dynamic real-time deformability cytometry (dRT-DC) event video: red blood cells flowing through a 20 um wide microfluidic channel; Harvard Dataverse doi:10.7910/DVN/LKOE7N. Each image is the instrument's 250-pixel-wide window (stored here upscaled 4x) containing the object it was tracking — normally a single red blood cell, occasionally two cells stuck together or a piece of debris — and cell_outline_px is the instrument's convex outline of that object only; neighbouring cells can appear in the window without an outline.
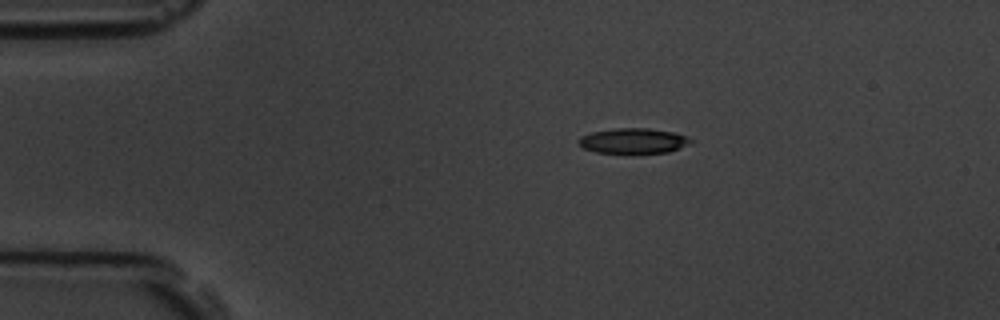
{"species": "common noctule bat (a hibernating species)", "species_latin": "Nyctalus noctula", "temperature_condition": "room temperature", "stored_images_in_passage": 7, "camera_frame_rate_fps": 3000, "um_per_image_px": 0.085, "animal": {"sex": "male", "body_mass_g": 19.5, "forearm_length_mm": 54.6}, "frame": {"image": 1, "passage_image": 3, "time_ms": 2.333, "image_size_px": [1000, 320], "cell_outline_px": [[696, 140], [692, 144], [668, 152], [624, 156], [596, 152], [584, 148], [580, 144], [580, 136], [592, 132], [616, 128], [648, 128], [672, 132], [688, 136]], "centroid_in_image_um": [53.9, 12.02], "position_along_channel_um": 31.1, "area_um2": 17.34}}
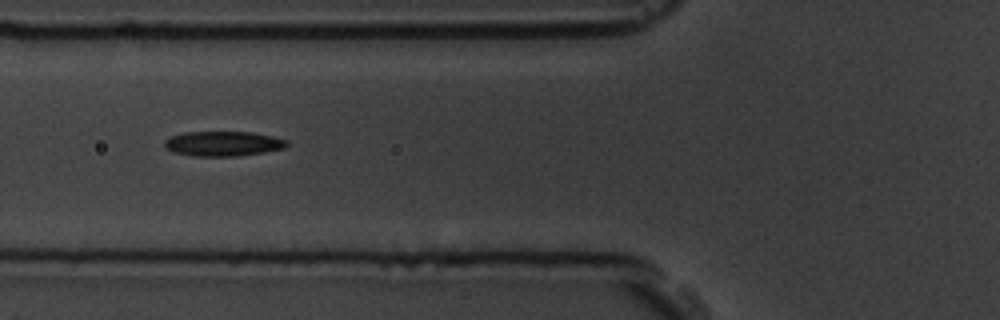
{"frame": {"image": 2, "passage_image": 6, "time_ms": 5.667, "image_size_px": [1000, 320], "cell_outline_px": [[288, 144], [284, 148], [264, 152], [236, 156], [192, 156], [172, 152], [164, 148], [164, 140], [172, 136], [184, 132], [252, 132], [272, 136], [288, 140]], "centroid_in_image_um": [18.93, 12.21], "position_along_channel_um": 106.9, "area_um2": 17.8}}
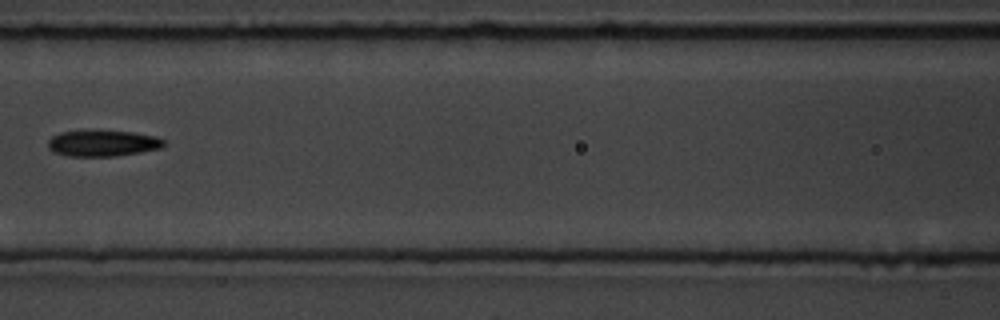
{"frame": {"image": 3, "passage_image": 7, "time_ms": 7.0, "image_size_px": [1000, 320], "cell_outline_px": [[168, 140], [160, 148], [116, 156], [72, 156], [56, 152], [48, 148], [48, 140], [52, 136], [60, 132], [84, 128], [136, 132], [156, 136]], "centroid_in_image_um": [8.73, 12.12], "position_along_channel_um": 157.9, "area_um2": 18.26}}